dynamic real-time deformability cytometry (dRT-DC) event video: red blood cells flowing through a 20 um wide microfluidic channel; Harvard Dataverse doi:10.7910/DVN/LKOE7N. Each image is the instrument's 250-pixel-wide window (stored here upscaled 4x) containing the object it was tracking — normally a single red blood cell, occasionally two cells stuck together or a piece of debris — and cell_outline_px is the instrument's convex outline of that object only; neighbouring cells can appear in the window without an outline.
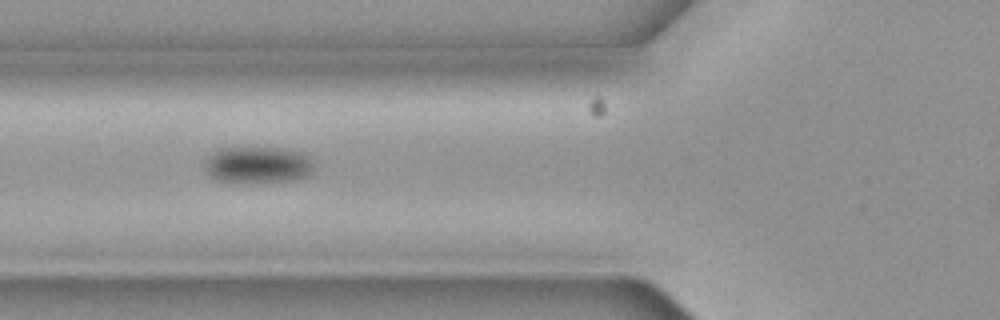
{"species": "common noctule bat (a hibernating species)", "species_latin": "Nyctalus noctula", "temperature_condition": "cold", "stored_images_in_passage": 3, "camera_frame_rate_fps": 3000, "um_per_image_px": 0.085, "animal": {"sex": "female", "body_mass_g": 19.3, "forearm_length_mm": 54.1}, "frame": {"image": 1, "passage_image": 2, "time_ms": 0.333, "image_size_px": [1000, 320], "cell_outline_px": [[312, 176], [296, 180], [216, 180], [208, 172], [204, 164], [208, 156], [212, 152], [220, 148], [284, 148], [304, 152], [312, 160]], "centroid_in_image_um": [21.98, 13.97], "position_along_channel_um": 103.8, "area_um2": 22.77}}
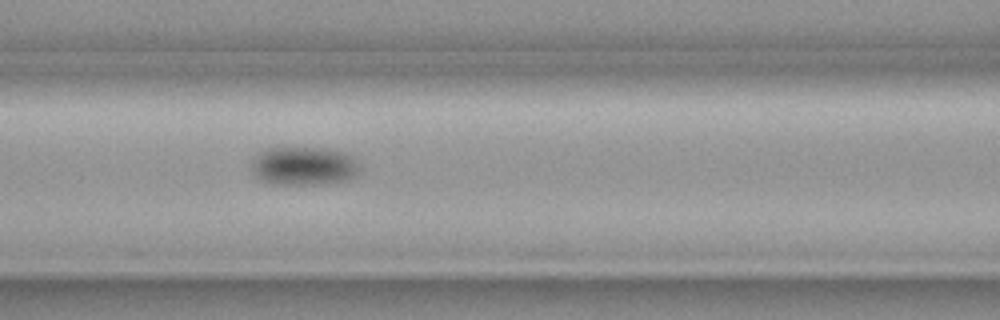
{"frame": {"image": 2, "passage_image": 3, "time_ms": 0.667, "image_size_px": [1000, 320], "cell_outline_px": [[360, 172], [356, 176], [348, 180], [320, 184], [276, 184], [264, 180], [256, 176], [252, 172], [252, 156], [276, 144], [320, 148], [344, 152], [352, 156], [360, 164]], "centroid_in_image_um": [25.81, 14.06], "position_along_channel_um": 140.8, "area_um2": 25.14}}